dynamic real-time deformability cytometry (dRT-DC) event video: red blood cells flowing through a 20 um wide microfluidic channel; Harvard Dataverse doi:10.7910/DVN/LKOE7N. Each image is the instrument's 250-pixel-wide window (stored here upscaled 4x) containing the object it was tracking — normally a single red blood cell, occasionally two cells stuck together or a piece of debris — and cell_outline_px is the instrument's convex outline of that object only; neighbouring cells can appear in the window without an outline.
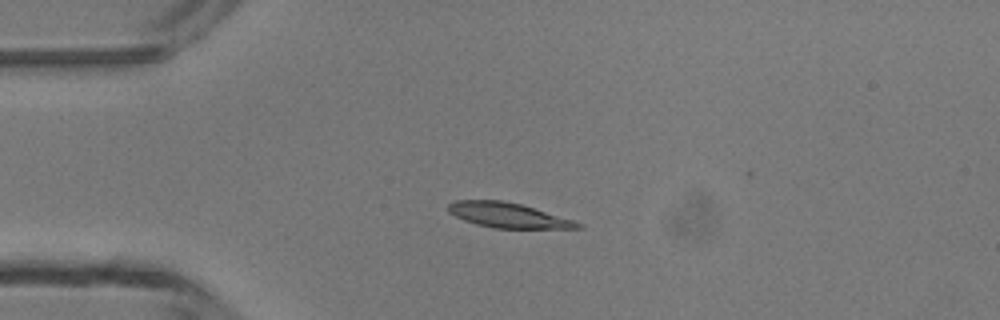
{"species": "common noctule bat (a hibernating species)", "species_latin": "Nyctalus noctula", "temperature_condition": "room temperature", "stored_images_in_passage": 6, "camera_frame_rate_fps": 3000, "um_per_image_px": 0.085, "animal": {"sex": "male", "body_mass_g": 13.3}, "frame": {"image": 1, "passage_image": 4, "time_ms": 3.667, "image_size_px": [1000, 320], "cell_outline_px": [[584, 228], [492, 228], [476, 224], [464, 220], [448, 212], [448, 204], [456, 200], [500, 200], [520, 204], [572, 220], [584, 224]], "centroid_in_image_um": [43.15, 18.3], "position_along_channel_um": 41.8, "area_um2": 18.55}}
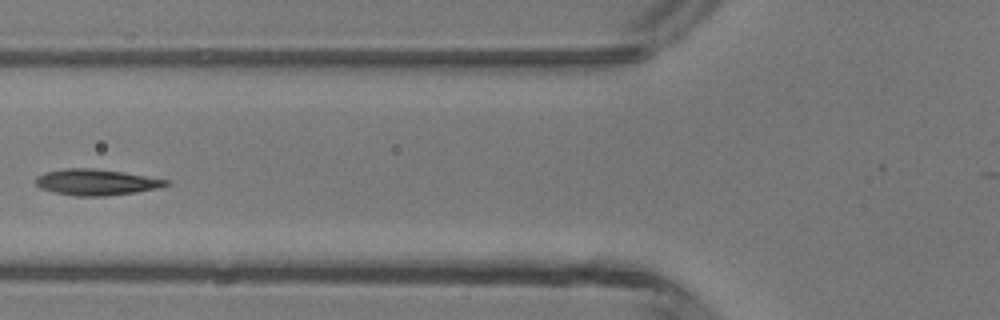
{"frame": {"image": 2, "passage_image": 6, "time_ms": 6.0, "image_size_px": [1000, 320], "cell_outline_px": [[172, 184], [160, 188], [136, 192], [104, 196], [76, 196], [52, 192], [40, 188], [36, 184], [36, 176], [44, 172], [64, 168], [92, 168], [120, 172], [172, 180]], "centroid_in_image_um": [8.2, 15.49], "position_along_channel_um": 117.6, "area_um2": 19.94}}